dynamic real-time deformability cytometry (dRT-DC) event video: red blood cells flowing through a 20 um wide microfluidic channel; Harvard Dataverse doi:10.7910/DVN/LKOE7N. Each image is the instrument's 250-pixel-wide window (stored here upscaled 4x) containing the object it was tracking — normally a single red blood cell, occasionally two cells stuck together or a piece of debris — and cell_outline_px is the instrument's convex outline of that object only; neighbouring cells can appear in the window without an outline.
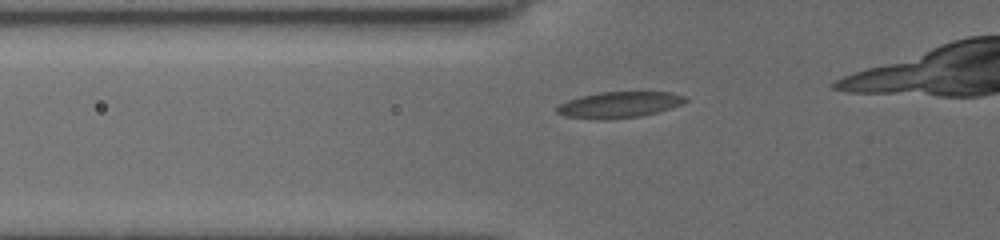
{"species": "common noctule bat (a hibernating species)", "species_latin": "Nyctalus noctula", "temperature_condition": "cold", "stored_images_in_passage": 12, "camera_frame_rate_fps": 3000, "um_per_image_px": 0.085, "animal": {"sex": "female", "body_mass_g": 19.5, "forearm_length_mm": 54.1}, "frame": {"image": 1, "passage_image": 6, "time_ms": 1.667, "image_size_px": [1000, 240], "cell_outline_px": [[688, 100], [672, 108], [640, 116], [608, 120], [600, 120], [564, 116], [556, 112], [556, 108], [560, 104], [568, 100], [580, 96], [600, 92], [672, 92], [684, 96]], "centroid_in_image_um": [52.61, 8.91], "position_along_channel_um": 73.2, "area_um2": 19.54}}
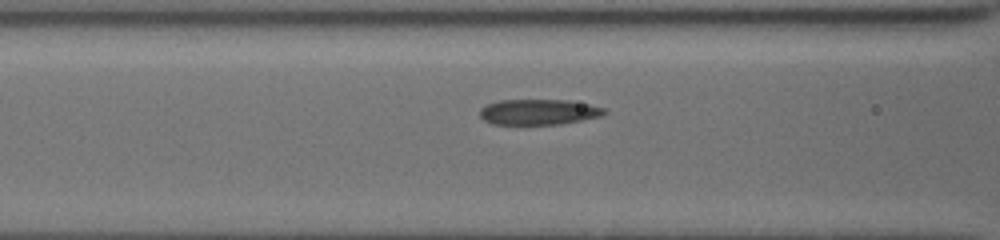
{"frame": {"image": 2, "passage_image": 10, "time_ms": 3.0, "image_size_px": [1000, 240], "cell_outline_px": [[608, 112], [604, 116], [560, 124], [492, 124], [484, 120], [480, 116], [480, 108], [488, 104], [500, 100], [568, 100], [588, 104], [604, 108]], "centroid_in_image_um": [45.81, 9.52], "position_along_channel_um": 120.8, "area_um2": 18.55}}